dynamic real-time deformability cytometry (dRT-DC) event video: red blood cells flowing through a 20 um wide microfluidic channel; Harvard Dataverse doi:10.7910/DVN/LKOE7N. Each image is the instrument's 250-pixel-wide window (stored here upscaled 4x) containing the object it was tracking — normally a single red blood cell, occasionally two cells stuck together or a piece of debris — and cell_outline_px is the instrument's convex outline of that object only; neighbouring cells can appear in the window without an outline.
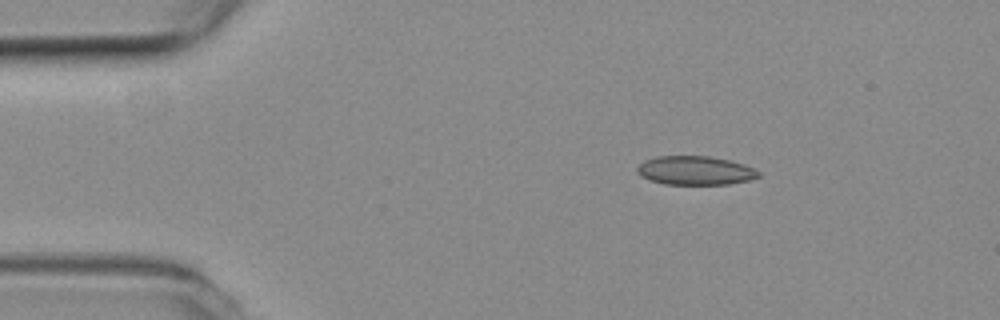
{"species": "common noctule bat (a hibernating species)", "species_latin": "Nyctalus noctula", "temperature_condition": "room temperature", "stored_images_in_passage": 3, "camera_frame_rate_fps": 3000, "um_per_image_px": 0.085, "animal": {"sex": "female", "body_mass_g": 19.3, "forearm_length_mm": 54.1}, "frame": {"image": 1, "passage_image": 2, "time_ms": 0.333, "image_size_px": [1000, 320], "cell_outline_px": [[760, 176], [748, 180], [728, 184], [664, 184], [640, 176], [636, 172], [636, 168], [644, 160], [656, 156], [708, 156], [728, 160], [744, 164], [760, 172]], "centroid_in_image_um": [59.06, 14.49], "position_along_channel_um": 25.9, "area_um2": 20.29}}